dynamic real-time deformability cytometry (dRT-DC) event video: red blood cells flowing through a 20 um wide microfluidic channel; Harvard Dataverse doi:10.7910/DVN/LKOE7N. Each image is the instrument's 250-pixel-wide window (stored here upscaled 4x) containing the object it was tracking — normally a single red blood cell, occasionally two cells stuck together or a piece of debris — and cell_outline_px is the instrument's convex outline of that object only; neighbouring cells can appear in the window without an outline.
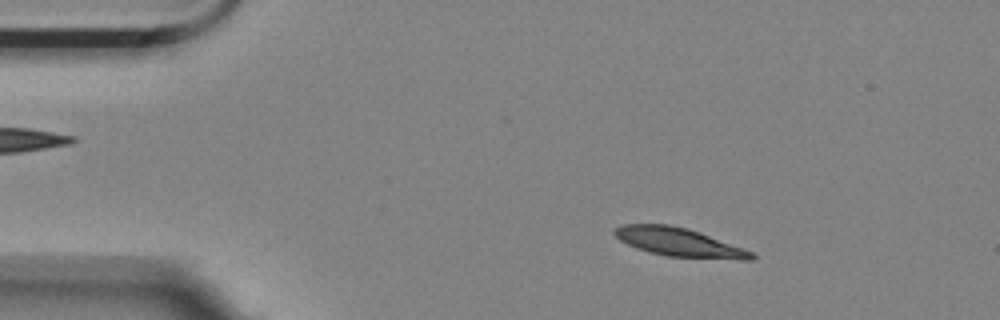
{"species": "Egyptian fruit bat (a non-hibernating species)", "species_latin": "Rousettus aegyptiacus", "temperature_condition": "room temperature", "stored_images_in_passage": 55, "camera_frame_rate_fps": 3000, "um_per_image_px": 0.085, "animal": {"sex": "female"}, "frame": {"image": 1, "passage_image": 8, "time_ms": 2.333, "image_size_px": [1000, 320], "cell_outline_px": [[756, 260], [740, 260], [664, 256], [648, 252], [636, 248], [620, 240], [612, 232], [616, 228], [624, 224], [668, 224], [688, 228], [700, 232], [752, 252], [756, 256]], "centroid_in_image_um": [57.72, 20.6], "position_along_channel_um": 27.3, "area_um2": 22.83}}
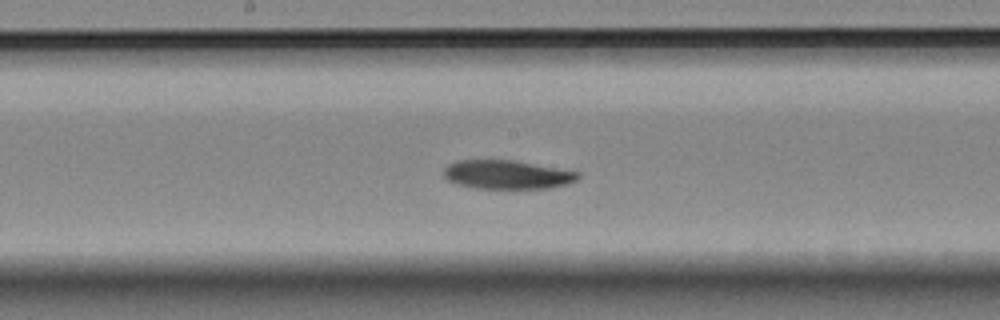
{"frame": {"image": 2, "passage_image": 28, "time_ms": 9.0, "image_size_px": [1000, 320], "cell_outline_px": [[580, 176], [576, 180], [568, 184], [552, 188], [472, 188], [456, 184], [448, 180], [444, 176], [444, 168], [448, 164], [456, 160], [512, 160], [580, 172]], "centroid_in_image_um": [43.09, 14.84], "position_along_channel_um": 205.1, "area_um2": 22.54}}
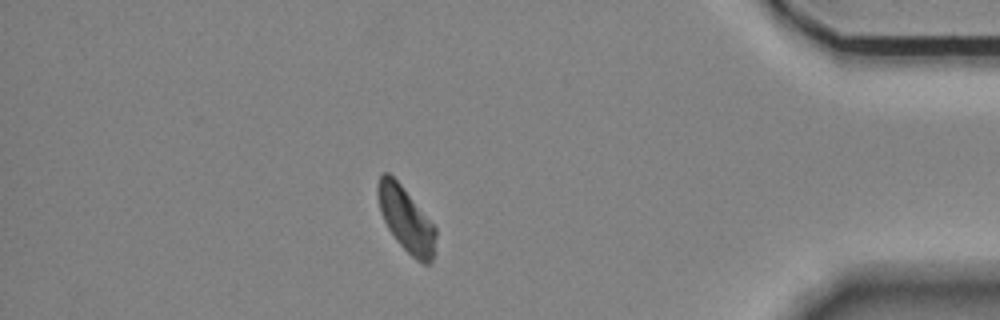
{"frame": {"image": 3, "passage_image": 48, "time_ms": 15.667, "image_size_px": [1000, 320], "cell_outline_px": [[436, 236], [432, 260], [428, 264], [424, 264], [416, 260], [396, 240], [388, 228], [380, 212], [376, 192], [376, 184], [380, 176], [384, 172], [388, 172], [400, 184], [436, 228]], "centroid_in_image_um": [34.48, 18.64], "position_along_channel_um": 400.7, "area_um2": 21.5}, "authors_computed_cell_mechanics": {"area_um2": 23.1778, "velocity_mm_per_s": 3.5234, "shape_relaxation_time_tau1_ms": null, "shape_relaxation_time_tau2_ms": 9.8523, "deformation_change_tau1": null, "deformation_change_tau2": 0.1438}}